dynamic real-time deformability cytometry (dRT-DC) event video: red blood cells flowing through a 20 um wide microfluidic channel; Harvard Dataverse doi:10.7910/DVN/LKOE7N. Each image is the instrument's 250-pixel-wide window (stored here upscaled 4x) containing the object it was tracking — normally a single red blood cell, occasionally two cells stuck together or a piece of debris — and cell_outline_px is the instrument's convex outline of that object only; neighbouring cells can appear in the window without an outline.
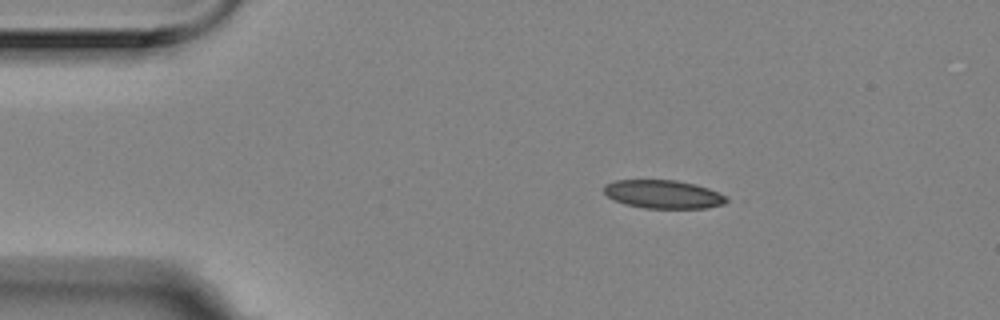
{"species": "Egyptian fruit bat (a non-hibernating species)", "species_latin": "Rousettus aegyptiacus", "temperature_condition": "room temperature", "stored_images_in_passage": 4, "camera_frame_rate_fps": 3000, "um_per_image_px": 0.085, "animal": {"sex": "female"}, "frame": {"image": 1, "passage_image": 1, "time_ms": 0.0, "image_size_px": [1000, 320], "cell_outline_px": [[732, 200], [724, 204], [708, 208], [644, 208], [624, 204], [608, 196], [604, 192], [604, 184], [616, 180], [676, 180], [696, 184], [708, 188], [728, 196]], "centroid_in_image_um": [56.44, 16.51], "position_along_channel_um": 28.6, "area_um2": 20.46}}
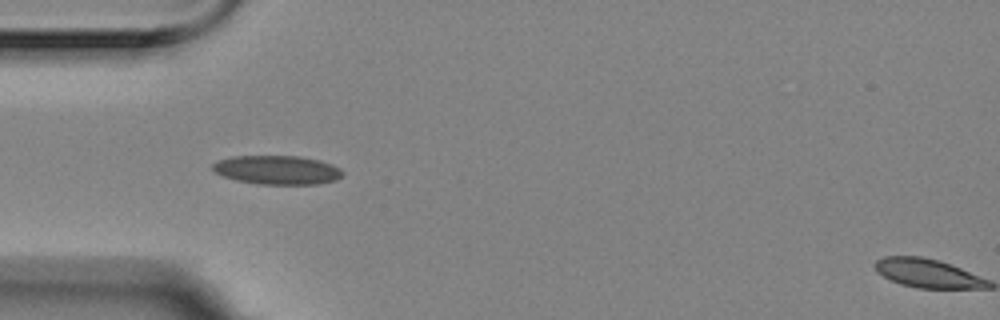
{"frame": {"image": 2, "passage_image": 3, "time_ms": 0.667, "image_size_px": [1000, 320], "cell_outline_px": [[344, 172], [336, 180], [316, 184], [256, 184], [236, 180], [224, 176], [216, 172], [212, 168], [212, 164], [220, 160], [232, 156], [300, 156], [320, 160], [332, 164], [340, 168]], "centroid_in_image_um": [23.58, 14.44], "position_along_channel_um": 61.4, "area_um2": 21.85}}
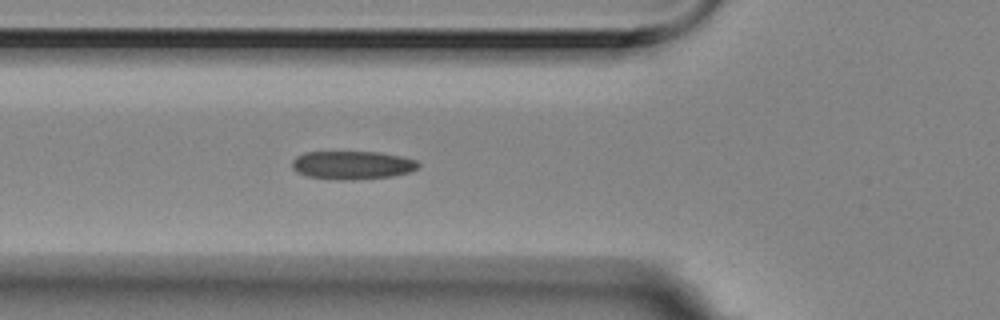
{"frame": {"image": 3, "passage_image": 4, "time_ms": 1.0, "image_size_px": [1000, 320], "cell_outline_px": [[420, 164], [416, 168], [408, 172], [392, 176], [352, 180], [336, 180], [308, 176], [296, 172], [292, 168], [292, 160], [296, 156], [304, 152], [380, 152], [400, 156], [416, 160]], "centroid_in_image_um": [29.9, 14.03], "position_along_channel_um": 95.9, "area_um2": 20.87}}